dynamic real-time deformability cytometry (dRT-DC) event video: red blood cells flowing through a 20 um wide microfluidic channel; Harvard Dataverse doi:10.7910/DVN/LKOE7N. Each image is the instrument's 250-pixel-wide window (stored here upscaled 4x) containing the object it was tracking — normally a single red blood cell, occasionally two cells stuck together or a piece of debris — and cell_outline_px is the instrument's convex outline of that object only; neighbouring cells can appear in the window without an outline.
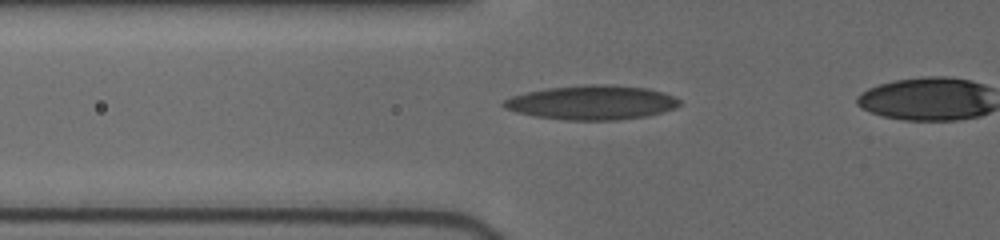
{"species": "human", "species_latin": "Homo sapiens", "temperature_condition": "cold", "stored_images_in_passage": 12, "camera_frame_rate_fps": 3000, "um_per_image_px": 0.085, "donor": {"sex": "female"}, "frame": {"image": 1, "passage_image": 4, "time_ms": 1.667, "image_size_px": [1000, 240], "cell_outline_px": [[680, 104], [676, 108], [644, 116], [616, 120], [564, 120], [536, 116], [516, 112], [504, 108], [500, 104], [504, 100], [512, 96], [528, 92], [548, 88], [588, 84], [612, 84], [648, 88], [664, 92], [680, 100]], "centroid_in_image_um": [50.3, 8.71], "position_along_channel_um": 75.5, "area_um2": 35.08}}
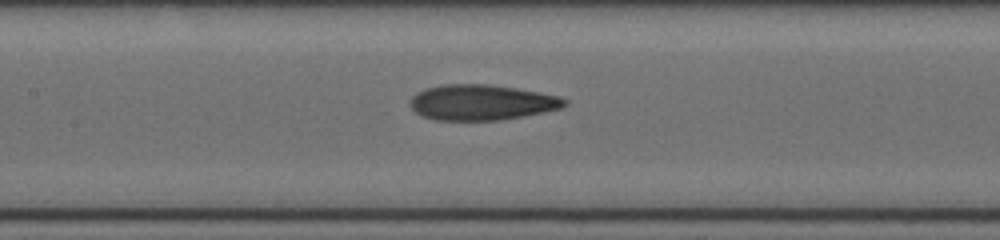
{"frame": {"image": 2, "passage_image": 8, "time_ms": 4.0, "image_size_px": [1000, 240], "cell_outline_px": [[568, 104], [564, 108], [544, 112], [500, 120], [436, 120], [424, 116], [416, 112], [408, 104], [412, 96], [416, 92], [424, 88], [440, 84], [488, 84], [516, 88], [540, 92], [560, 96], [568, 100]], "centroid_in_image_um": [40.95, 8.69], "position_along_channel_um": 166.5, "area_um2": 32.25}}
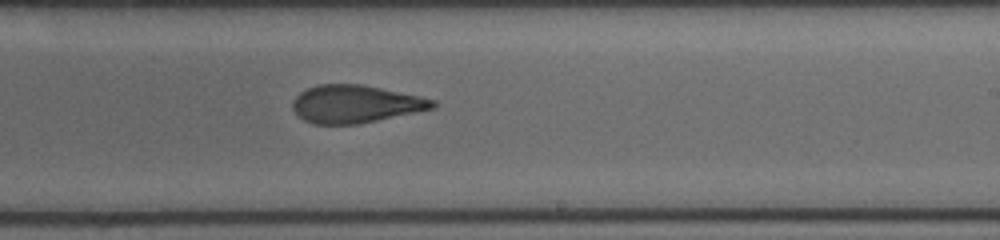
{"frame": {"image": 3, "passage_image": 12, "time_ms": 6.333, "image_size_px": [1000, 240], "cell_outline_px": [[436, 108], [356, 124], [312, 124], [304, 120], [292, 108], [292, 100], [300, 92], [316, 84], [360, 84], [420, 96], [436, 100]], "centroid_in_image_um": [30.2, 8.83], "position_along_channel_um": 258.8, "area_um2": 30.63}}